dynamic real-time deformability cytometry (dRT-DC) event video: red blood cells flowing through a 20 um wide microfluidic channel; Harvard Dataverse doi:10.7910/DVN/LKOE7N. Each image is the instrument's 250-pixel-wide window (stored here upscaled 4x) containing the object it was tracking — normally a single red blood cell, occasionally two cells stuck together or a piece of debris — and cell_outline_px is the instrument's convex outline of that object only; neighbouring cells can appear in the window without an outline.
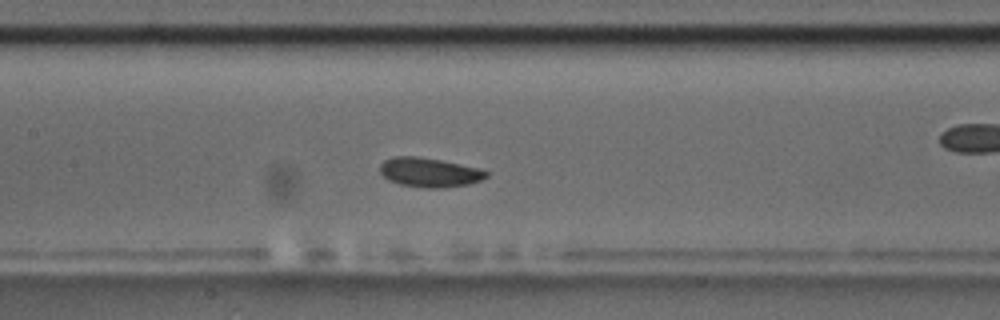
{"species": "common noctule bat (a hibernating species)", "species_latin": "Nyctalus noctula", "temperature_condition": "room temperature", "stored_images_in_passage": 55, "camera_frame_rate_fps": 3000, "um_per_image_px": 0.085, "animal": {"sex": "male", "body_mass_g": 17.5, "forearm_length_mm": 52.3}, "frame": {"image": 1, "passage_image": 24, "time_ms": 7.667, "image_size_px": [1000, 320], "cell_outline_px": [[488, 176], [480, 180], [468, 184], [444, 188], [424, 188], [400, 184], [388, 180], [380, 172], [380, 164], [384, 160], [392, 156], [416, 156], [440, 160], [480, 168], [488, 172]], "centroid_in_image_um": [36.48, 14.65], "position_along_channel_um": 170.9, "area_um2": 18.21}, "authors_computed_cell_mechanics": {"area_um2": 18.0914, "velocity_mm_per_s": 3.5181, "shape_relaxation_time_tau1_ms": 1.4033, "shape_relaxation_time_tau2_ms": 3.2952, "deformation_change_tau1": 0.0607, "deformation_change_tau2": 0.0734}}